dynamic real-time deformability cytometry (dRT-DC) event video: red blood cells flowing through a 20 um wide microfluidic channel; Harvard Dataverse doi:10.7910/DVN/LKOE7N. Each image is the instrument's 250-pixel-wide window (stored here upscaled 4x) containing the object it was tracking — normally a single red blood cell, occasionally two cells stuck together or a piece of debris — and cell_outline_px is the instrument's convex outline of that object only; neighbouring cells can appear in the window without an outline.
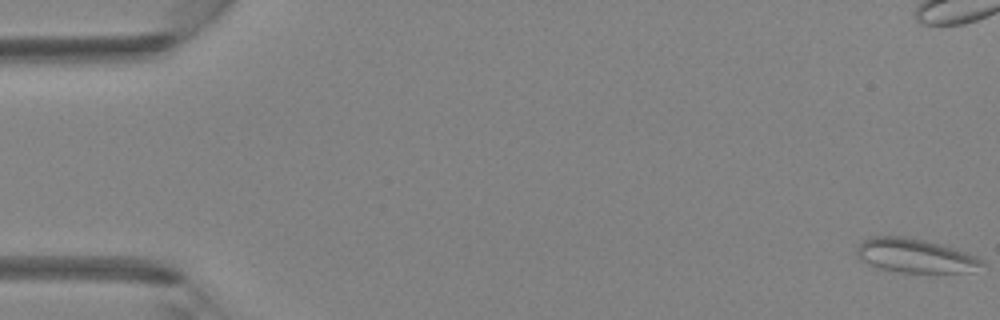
{"species": "Egyptian fruit bat (a non-hibernating species)", "species_latin": "Rousettus aegyptiacus", "temperature_condition": "room temperature", "stored_images_in_passage": 46, "camera_frame_rate_fps": 3000, "um_per_image_px": 0.085, "animal": {"sex": "female"}, "frame": {"image": 1, "passage_image": 1, "time_ms": 0.0, "image_size_px": [1000, 320], "cell_outline_px": [[984, 264], [972, 272], [900, 272], [880, 268], [860, 260], [856, 252], [860, 244], [864, 240], [872, 236], [904, 236], [924, 240], [940, 244], [968, 252], [976, 256]], "centroid_in_image_um": [77.79, 21.73], "position_along_channel_um": 7.2, "area_um2": 24.57}}
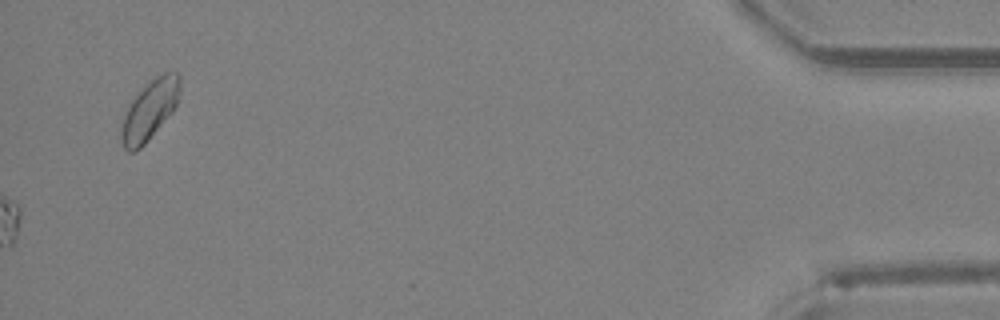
{"frame": {"image": 2, "passage_image": 46, "time_ms": 15.0, "image_size_px": [1000, 320], "cell_outline_px": [[180, 100], [172, 112], [148, 140], [136, 152], [128, 152], [124, 148], [120, 140], [120, 128], [128, 104], [156, 76], [164, 72], [176, 72], [180, 76]], "centroid_in_image_um": [12.72, 9.38], "position_along_channel_um": 422.5, "area_um2": 20.35}}